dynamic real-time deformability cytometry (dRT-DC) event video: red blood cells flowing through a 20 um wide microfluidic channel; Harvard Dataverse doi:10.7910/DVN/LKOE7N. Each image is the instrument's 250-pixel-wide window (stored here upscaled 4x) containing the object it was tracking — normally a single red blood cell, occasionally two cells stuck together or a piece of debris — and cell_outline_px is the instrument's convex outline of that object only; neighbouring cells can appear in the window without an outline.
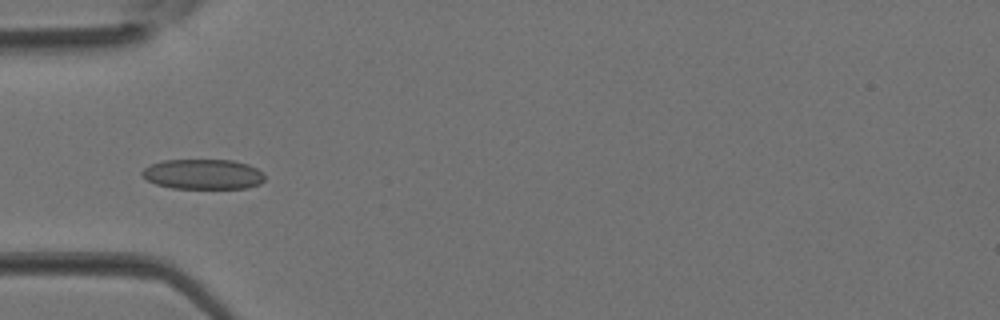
{"species": "Egyptian fruit bat (a non-hibernating species)", "species_latin": "Rousettus aegyptiacus", "temperature_condition": "room temperature", "stored_images_in_passage": 39, "camera_frame_rate_fps": 3000, "um_per_image_px": 0.085, "animal": {"sex": "female"}, "frame": {"image": 1, "passage_image": 13, "time_ms": 4.0, "image_size_px": [1000, 320], "cell_outline_px": [[264, 180], [260, 184], [248, 188], [172, 188], [156, 184], [148, 180], [140, 172], [144, 168], [152, 164], [164, 160], [232, 160], [248, 164], [264, 172]], "centroid_in_image_um": [17.29, 14.81], "position_along_channel_um": 67.7, "area_um2": 21.5}}
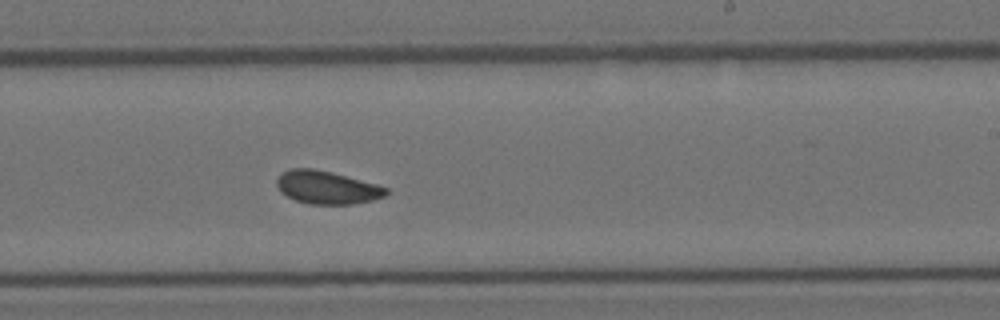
{"frame": {"image": 2, "passage_image": 24, "time_ms": 7.667, "image_size_px": [1000, 320], "cell_outline_px": [[388, 196], [372, 200], [352, 204], [308, 204], [296, 200], [280, 192], [276, 184], [276, 180], [280, 172], [292, 168], [312, 168], [332, 172], [376, 184], [388, 188]], "centroid_in_image_um": [27.78, 15.93], "position_along_channel_um": 261.2, "area_um2": 21.15}}
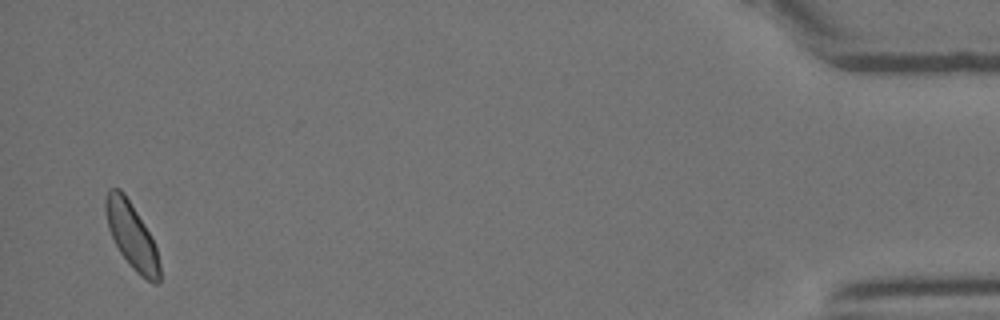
{"frame": {"image": 3, "passage_image": 38, "time_ms": 12.333, "image_size_px": [1000, 320], "cell_outline_px": [[160, 280], [156, 284], [152, 284], [140, 276], [132, 268], [120, 252], [108, 228], [104, 208], [104, 196], [108, 188], [120, 188], [124, 192], [152, 236], [156, 248], [160, 264]], "centroid_in_image_um": [11.19, 20.02], "position_along_channel_um": 424.0, "area_um2": 20.98}}